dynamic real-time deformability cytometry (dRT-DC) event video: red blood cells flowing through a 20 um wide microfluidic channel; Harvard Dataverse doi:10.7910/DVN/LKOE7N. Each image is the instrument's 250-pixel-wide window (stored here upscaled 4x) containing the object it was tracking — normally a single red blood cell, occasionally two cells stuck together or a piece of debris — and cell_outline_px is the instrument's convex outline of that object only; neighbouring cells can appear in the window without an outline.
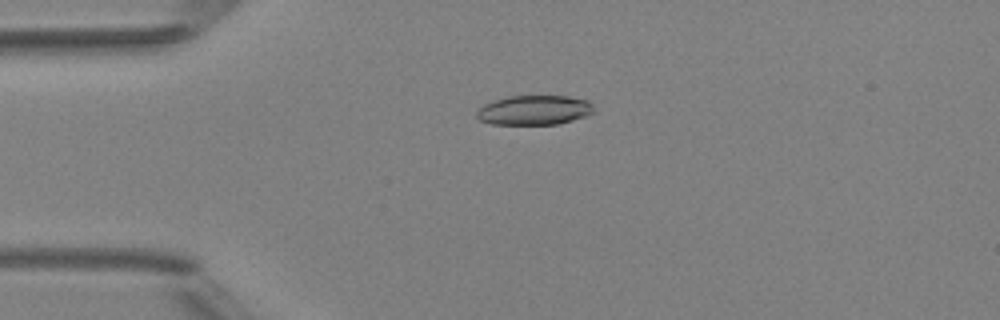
{"species": "Egyptian fruit bat (a non-hibernating species)", "species_latin": "Rousettus aegyptiacus", "temperature_condition": "room temperature", "stored_images_in_passage": 5, "camera_frame_rate_fps": 3000, "um_per_image_px": 0.085, "animal": {"sex": "female"}, "frame": {"image": 1, "passage_image": 3, "time_ms": 3.0, "image_size_px": [1000, 320], "cell_outline_px": [[596, 112], [560, 124], [492, 124], [480, 120], [476, 116], [476, 112], [484, 104], [508, 96], [568, 96], [588, 100], [592, 104]], "centroid_in_image_um": [45.44, 9.36], "position_along_channel_um": 39.6, "area_um2": 20.17}}
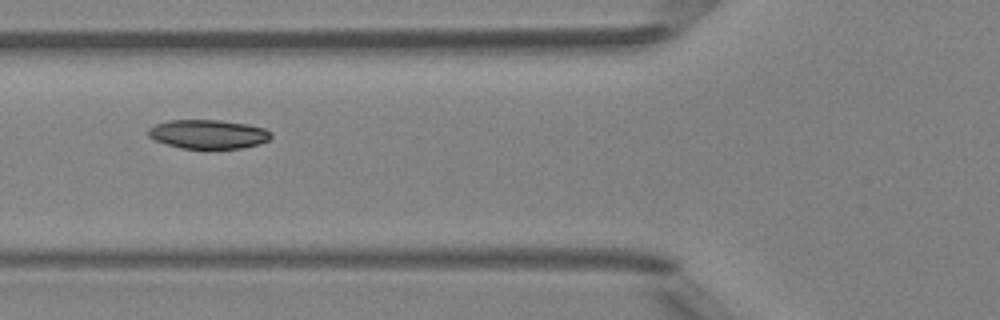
{"frame": {"image": 2, "passage_image": 5, "time_ms": 5.333, "image_size_px": [1000, 320], "cell_outline_px": [[272, 136], [268, 140], [260, 144], [240, 148], [180, 148], [156, 140], [148, 136], [148, 128], [156, 124], [168, 120], [220, 120], [248, 124], [264, 128], [272, 132]], "centroid_in_image_um": [17.72, 11.39], "position_along_channel_um": 108.1, "area_um2": 20.69}}